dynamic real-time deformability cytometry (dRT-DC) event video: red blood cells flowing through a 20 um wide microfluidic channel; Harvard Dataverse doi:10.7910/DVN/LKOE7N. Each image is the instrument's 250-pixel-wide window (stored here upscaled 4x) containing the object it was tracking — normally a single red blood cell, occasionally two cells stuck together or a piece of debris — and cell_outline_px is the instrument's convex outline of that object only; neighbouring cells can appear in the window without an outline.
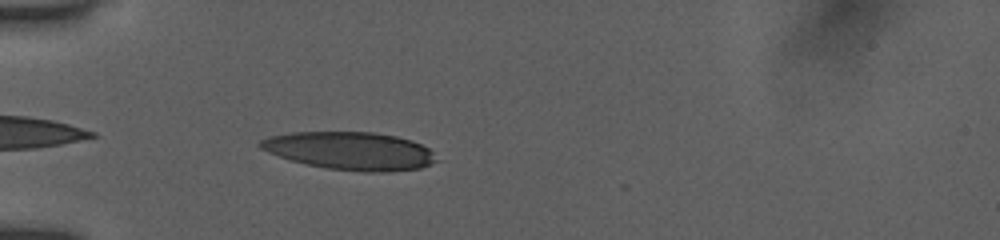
{"species": "human", "species_latin": "Homo sapiens", "temperature_condition": "room temperature", "stored_images_in_passage": 25, "camera_frame_rate_fps": 3000, "um_per_image_px": 0.085, "donor": {"sex": "female"}, "frame": {"image": 1, "passage_image": 2, "time_ms": 0.333, "image_size_px": [1000, 240], "cell_outline_px": [[440, 160], [420, 168], [388, 172], [364, 172], [328, 168], [308, 164], [292, 160], [268, 152], [260, 148], [256, 144], [260, 140], [268, 136], [292, 132], [372, 132], [396, 136], [412, 140], [428, 148]], "centroid_in_image_um": [29.77, 12.82], "position_along_channel_um": 55.2, "area_um2": 38.9}}
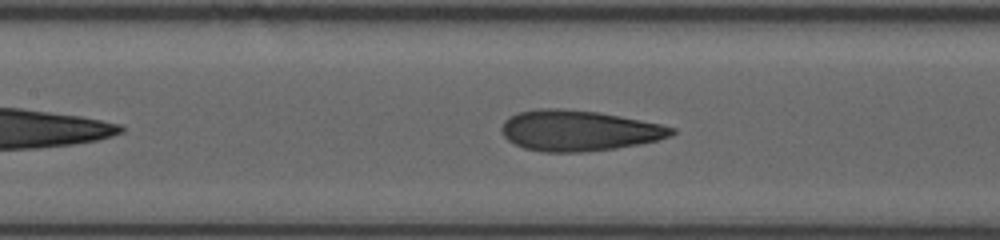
{"frame": {"image": 2, "passage_image": 11, "time_ms": 3.333, "image_size_px": [1000, 240], "cell_outline_px": [[676, 132], [672, 136], [656, 140], [616, 148], [584, 152], [544, 152], [524, 148], [508, 140], [500, 132], [500, 128], [504, 120], [508, 116], [520, 112], [540, 108], [560, 108], [596, 112], [620, 116], [660, 124], [676, 128]], "centroid_in_image_um": [49.16, 11.1], "position_along_channel_um": 158.2, "area_um2": 40.23}}
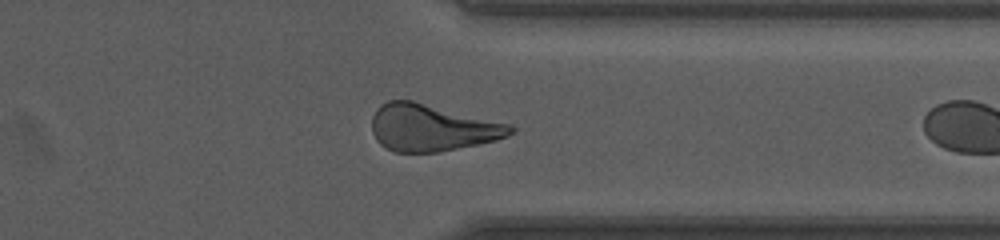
{"frame": {"image": 3, "passage_image": 24, "time_ms": 7.667, "image_size_px": [1000, 240], "cell_outline_px": [[516, 128], [508, 136], [496, 140], [436, 152], [392, 152], [384, 148], [376, 140], [372, 132], [372, 116], [376, 108], [380, 104], [388, 100], [412, 100], [512, 124]], "centroid_in_image_um": [36.68, 10.84], "position_along_channel_um": 374.7, "area_um2": 38.03}}